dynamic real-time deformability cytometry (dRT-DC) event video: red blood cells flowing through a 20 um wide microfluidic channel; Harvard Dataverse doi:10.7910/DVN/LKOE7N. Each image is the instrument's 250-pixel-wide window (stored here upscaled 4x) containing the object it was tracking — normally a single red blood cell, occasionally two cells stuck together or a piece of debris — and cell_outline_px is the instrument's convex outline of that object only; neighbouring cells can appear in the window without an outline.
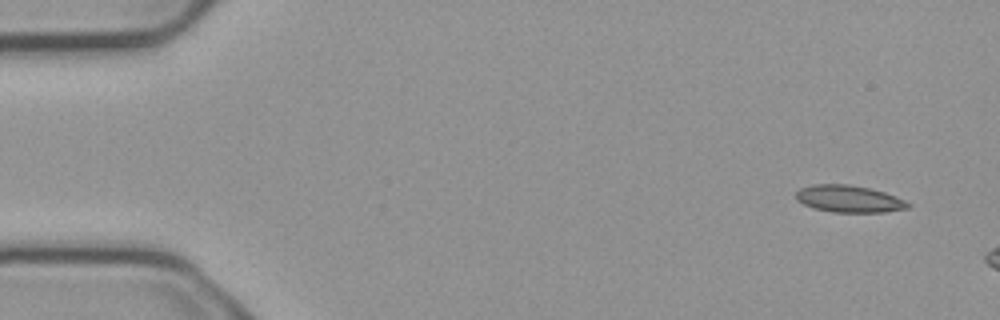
{"species": "common noctule bat (a hibernating species)", "species_latin": "Nyctalus noctula", "temperature_condition": "cold", "stored_images_in_passage": 5, "camera_frame_rate_fps": 3000, "um_per_image_px": 0.085, "animal": {"sex": "male", "body_mass_g": 23.1, "forearm_length_mm": 52.7}, "frame": {"image": 1, "passage_image": 1, "time_ms": 0.0, "image_size_px": [1000, 320], "cell_outline_px": [[912, 204], [908, 208], [884, 212], [832, 212], [812, 208], [796, 200], [796, 192], [800, 188], [812, 184], [848, 184], [868, 188], [884, 192], [896, 196]], "centroid_in_image_um": [72.14, 16.9], "position_along_channel_um": 12.9, "area_um2": 17.69}}